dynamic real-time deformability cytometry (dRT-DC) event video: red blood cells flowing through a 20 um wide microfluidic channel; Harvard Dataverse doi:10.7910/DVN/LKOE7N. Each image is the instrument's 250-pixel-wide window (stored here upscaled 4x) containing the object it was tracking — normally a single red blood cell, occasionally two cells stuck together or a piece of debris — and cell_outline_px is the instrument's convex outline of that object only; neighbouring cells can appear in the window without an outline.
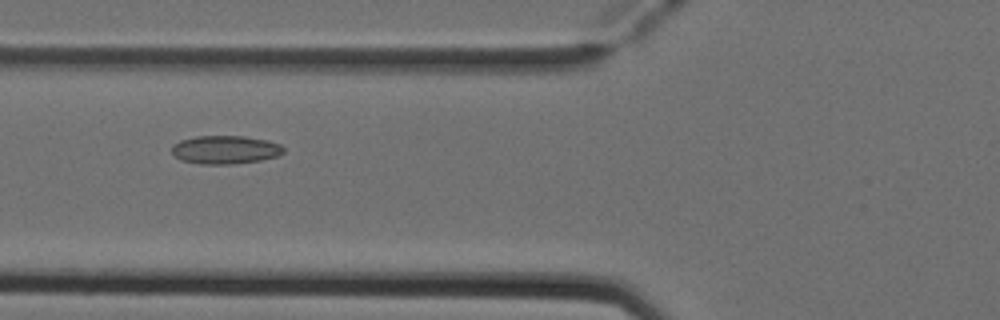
{"species": "Egyptian fruit bat (a non-hibernating species)", "species_latin": "Rousettus aegyptiacus", "temperature_condition": "cold", "stored_images_in_passage": 52, "camera_frame_rate_fps": 3000, "um_per_image_px": 0.085, "animal": {"sex": "female"}, "frame": {"image": 1, "passage_image": 21, "time_ms": 6.667, "image_size_px": [1000, 320], "cell_outline_px": [[284, 152], [280, 156], [260, 160], [232, 164], [200, 164], [180, 160], [172, 152], [172, 144], [180, 140], [196, 136], [244, 136], [268, 140], [280, 144], [284, 148]], "centroid_in_image_um": [19.16, 12.72], "position_along_channel_um": 106.6, "area_um2": 18.61}}
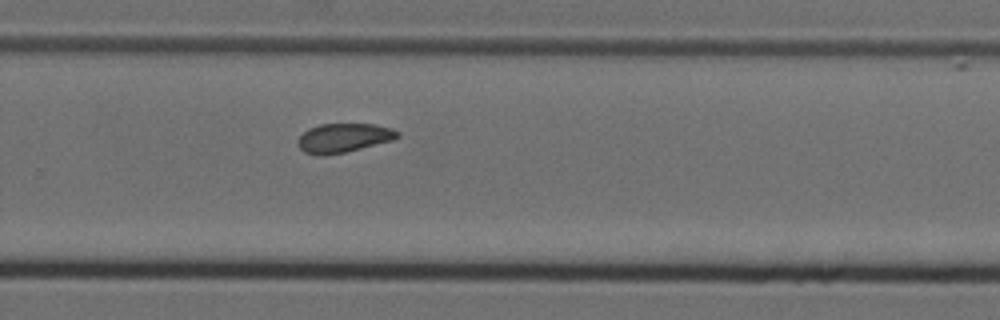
{"frame": {"image": 2, "passage_image": 36, "time_ms": 11.667, "image_size_px": [1000, 320], "cell_outline_px": [[400, 136], [392, 140], [344, 152], [324, 156], [316, 156], [304, 152], [296, 144], [300, 136], [308, 128], [320, 124], [372, 124], [392, 128], [400, 132]], "centroid_in_image_um": [29.17, 11.72], "position_along_channel_um": 300.6, "area_um2": 16.88}}
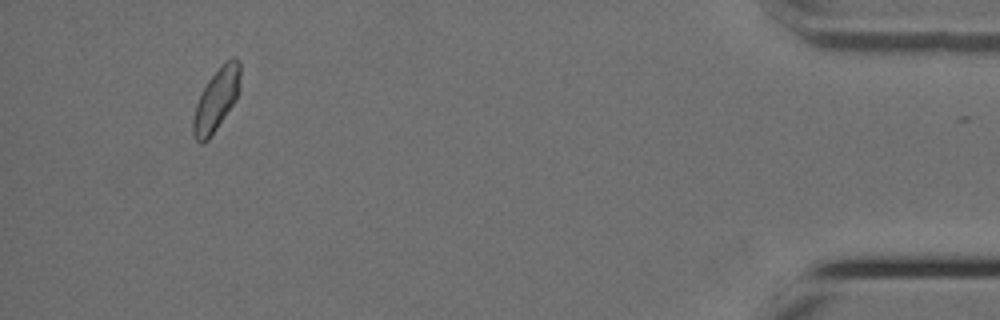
{"frame": {"image": 3, "passage_image": 50, "time_ms": 16.333, "image_size_px": [1000, 320], "cell_outline_px": [[240, 88], [232, 104], [208, 140], [200, 144], [196, 140], [192, 132], [192, 120], [196, 104], [208, 80], [232, 56], [240, 60]], "centroid_in_image_um": [18.37, 8.48], "position_along_channel_um": 416.8, "area_um2": 16.59}, "authors_computed_cell_mechanics": {"area_um2": 17.3111, "velocity_mm_per_s": 3.8813, "shape_relaxation_time_tau1_ms": null, "shape_relaxation_time_tau2_ms": 2.2061, "deformation_change_tau1": null, "deformation_change_tau2": 0.0638}}